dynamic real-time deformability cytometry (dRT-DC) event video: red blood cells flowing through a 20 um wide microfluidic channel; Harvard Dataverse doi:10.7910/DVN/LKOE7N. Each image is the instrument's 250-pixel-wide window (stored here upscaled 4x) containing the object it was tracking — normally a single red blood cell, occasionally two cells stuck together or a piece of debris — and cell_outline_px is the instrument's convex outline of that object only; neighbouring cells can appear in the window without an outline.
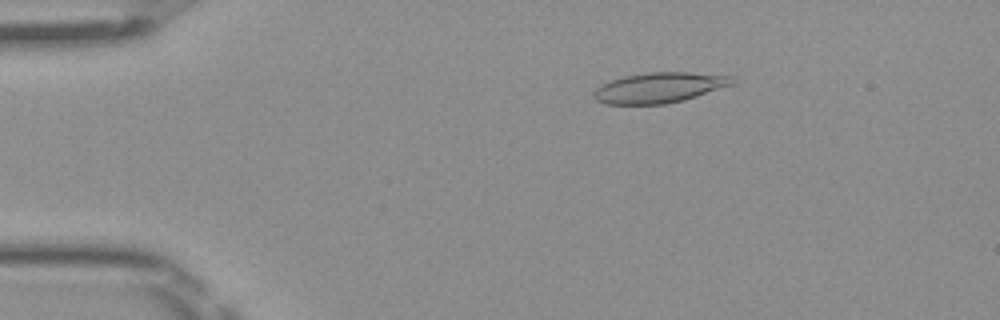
{"species": "Egyptian fruit bat (a non-hibernating species)", "species_latin": "Rousettus aegyptiacus", "temperature_condition": "room temperature", "stored_images_in_passage": 50, "camera_frame_rate_fps": 3000, "um_per_image_px": 0.085, "frame": {"image": 1, "passage_image": 9, "time_ms": 2.667, "image_size_px": [1000, 320], "cell_outline_px": [[736, 84], [684, 100], [664, 104], [604, 104], [596, 100], [592, 96], [592, 92], [596, 88], [612, 80], [624, 76], [648, 72], [692, 72], [732, 76], [736, 80]], "centroid_in_image_um": [56.08, 7.45], "position_along_channel_um": 28.9, "area_um2": 24.68}}
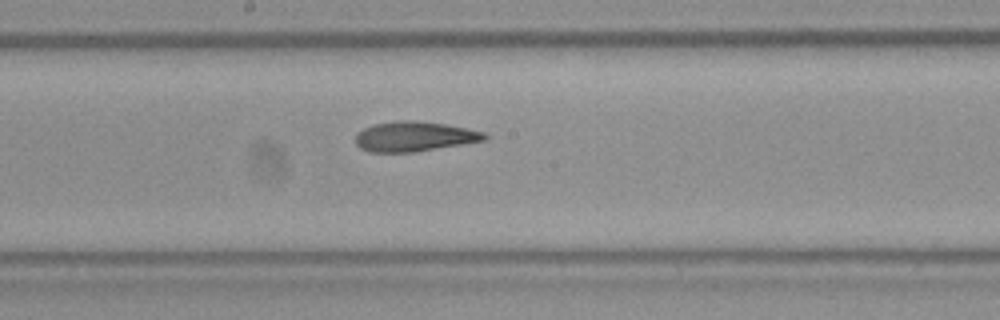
{"frame": {"image": 2, "passage_image": 27, "time_ms": 8.667, "image_size_px": [1000, 320], "cell_outline_px": [[488, 140], [412, 152], [368, 152], [360, 148], [356, 144], [356, 136], [364, 128], [376, 124], [400, 120], [416, 120], [444, 124], [484, 132], [488, 136]], "centroid_in_image_um": [35.23, 11.6], "position_along_channel_um": 213.0, "area_um2": 22.25}}
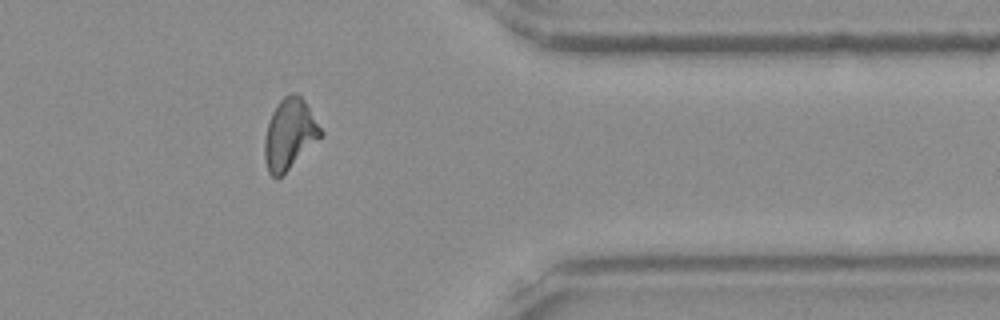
{"frame": {"image": 3, "passage_image": 41, "time_ms": 13.333, "image_size_px": [1000, 320], "cell_outline_px": [[324, 132], [276, 180], [268, 172], [264, 156], [264, 140], [268, 124], [272, 112], [280, 100], [288, 92], [296, 92], [304, 100]], "centroid_in_image_um": [24.58, 11.35], "position_along_channel_um": 386.8, "area_um2": 22.48}, "authors_computed_cell_mechanics": {"area_um2": 22.8888, "velocity_mm_per_s": 4.0437, "shape_relaxation_time_tau1_ms": null, "shape_relaxation_time_tau2_ms": 3.2971, "deformation_change_tau1": null, "deformation_change_tau2": 0.1081}}